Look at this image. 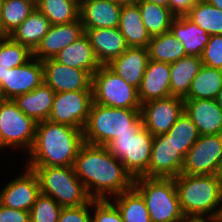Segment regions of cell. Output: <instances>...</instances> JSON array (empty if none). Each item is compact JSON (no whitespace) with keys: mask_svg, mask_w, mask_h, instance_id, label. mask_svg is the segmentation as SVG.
<instances>
[{"mask_svg":"<svg viewBox=\"0 0 222 222\" xmlns=\"http://www.w3.org/2000/svg\"><path fill=\"white\" fill-rule=\"evenodd\" d=\"M54 90L44 81L34 90L16 96L13 101L26 116L36 123L48 120L54 100Z\"/></svg>","mask_w":222,"mask_h":222,"instance_id":"cell-23","label":"cell"},{"mask_svg":"<svg viewBox=\"0 0 222 222\" xmlns=\"http://www.w3.org/2000/svg\"><path fill=\"white\" fill-rule=\"evenodd\" d=\"M91 222H124L111 199H91Z\"/></svg>","mask_w":222,"mask_h":222,"instance_id":"cell-39","label":"cell"},{"mask_svg":"<svg viewBox=\"0 0 222 222\" xmlns=\"http://www.w3.org/2000/svg\"><path fill=\"white\" fill-rule=\"evenodd\" d=\"M54 59L66 66L86 70L92 75L101 67L86 33L62 49Z\"/></svg>","mask_w":222,"mask_h":222,"instance_id":"cell-24","label":"cell"},{"mask_svg":"<svg viewBox=\"0 0 222 222\" xmlns=\"http://www.w3.org/2000/svg\"><path fill=\"white\" fill-rule=\"evenodd\" d=\"M62 207L50 196L40 193L30 209V222H57Z\"/></svg>","mask_w":222,"mask_h":222,"instance_id":"cell-38","label":"cell"},{"mask_svg":"<svg viewBox=\"0 0 222 222\" xmlns=\"http://www.w3.org/2000/svg\"><path fill=\"white\" fill-rule=\"evenodd\" d=\"M2 3H3V0H0V35L1 36H2V19H1Z\"/></svg>","mask_w":222,"mask_h":222,"instance_id":"cell-50","label":"cell"},{"mask_svg":"<svg viewBox=\"0 0 222 222\" xmlns=\"http://www.w3.org/2000/svg\"><path fill=\"white\" fill-rule=\"evenodd\" d=\"M184 112V99L170 96L141 105L143 126L153 135L166 134Z\"/></svg>","mask_w":222,"mask_h":222,"instance_id":"cell-12","label":"cell"},{"mask_svg":"<svg viewBox=\"0 0 222 222\" xmlns=\"http://www.w3.org/2000/svg\"><path fill=\"white\" fill-rule=\"evenodd\" d=\"M133 187L141 194L151 222H187L183 215L174 178L137 177Z\"/></svg>","mask_w":222,"mask_h":222,"instance_id":"cell-5","label":"cell"},{"mask_svg":"<svg viewBox=\"0 0 222 222\" xmlns=\"http://www.w3.org/2000/svg\"><path fill=\"white\" fill-rule=\"evenodd\" d=\"M43 81L42 61L33 57L22 66L8 69L0 91L4 99L13 100L16 96L31 92Z\"/></svg>","mask_w":222,"mask_h":222,"instance_id":"cell-16","label":"cell"},{"mask_svg":"<svg viewBox=\"0 0 222 222\" xmlns=\"http://www.w3.org/2000/svg\"><path fill=\"white\" fill-rule=\"evenodd\" d=\"M214 222H222V220H214Z\"/></svg>","mask_w":222,"mask_h":222,"instance_id":"cell-53","label":"cell"},{"mask_svg":"<svg viewBox=\"0 0 222 222\" xmlns=\"http://www.w3.org/2000/svg\"><path fill=\"white\" fill-rule=\"evenodd\" d=\"M83 130L48 120L37 123L35 139L24 167L73 166L84 144Z\"/></svg>","mask_w":222,"mask_h":222,"instance_id":"cell-2","label":"cell"},{"mask_svg":"<svg viewBox=\"0 0 222 222\" xmlns=\"http://www.w3.org/2000/svg\"><path fill=\"white\" fill-rule=\"evenodd\" d=\"M73 168L92 199H112L134 184V178L123 163L105 146L84 143L74 160Z\"/></svg>","mask_w":222,"mask_h":222,"instance_id":"cell-1","label":"cell"},{"mask_svg":"<svg viewBox=\"0 0 222 222\" xmlns=\"http://www.w3.org/2000/svg\"><path fill=\"white\" fill-rule=\"evenodd\" d=\"M50 26L51 23L48 18L35 8L8 36L33 52L43 36L49 31Z\"/></svg>","mask_w":222,"mask_h":222,"instance_id":"cell-28","label":"cell"},{"mask_svg":"<svg viewBox=\"0 0 222 222\" xmlns=\"http://www.w3.org/2000/svg\"><path fill=\"white\" fill-rule=\"evenodd\" d=\"M222 88V70L202 65L184 100L216 99Z\"/></svg>","mask_w":222,"mask_h":222,"instance_id":"cell-29","label":"cell"},{"mask_svg":"<svg viewBox=\"0 0 222 222\" xmlns=\"http://www.w3.org/2000/svg\"><path fill=\"white\" fill-rule=\"evenodd\" d=\"M184 111L200 136L222 134V109L215 99L184 100Z\"/></svg>","mask_w":222,"mask_h":222,"instance_id":"cell-18","label":"cell"},{"mask_svg":"<svg viewBox=\"0 0 222 222\" xmlns=\"http://www.w3.org/2000/svg\"><path fill=\"white\" fill-rule=\"evenodd\" d=\"M121 8L111 0H80L79 18L84 29L116 28Z\"/></svg>","mask_w":222,"mask_h":222,"instance_id":"cell-19","label":"cell"},{"mask_svg":"<svg viewBox=\"0 0 222 222\" xmlns=\"http://www.w3.org/2000/svg\"><path fill=\"white\" fill-rule=\"evenodd\" d=\"M91 200L76 207L62 208L57 222H91Z\"/></svg>","mask_w":222,"mask_h":222,"instance_id":"cell-41","label":"cell"},{"mask_svg":"<svg viewBox=\"0 0 222 222\" xmlns=\"http://www.w3.org/2000/svg\"><path fill=\"white\" fill-rule=\"evenodd\" d=\"M206 1L215 6L216 8L222 10V0H206Z\"/></svg>","mask_w":222,"mask_h":222,"instance_id":"cell-47","label":"cell"},{"mask_svg":"<svg viewBox=\"0 0 222 222\" xmlns=\"http://www.w3.org/2000/svg\"><path fill=\"white\" fill-rule=\"evenodd\" d=\"M84 33V26L80 18L67 24H51L49 31L33 51V57L41 61L52 59Z\"/></svg>","mask_w":222,"mask_h":222,"instance_id":"cell-17","label":"cell"},{"mask_svg":"<svg viewBox=\"0 0 222 222\" xmlns=\"http://www.w3.org/2000/svg\"><path fill=\"white\" fill-rule=\"evenodd\" d=\"M202 65L201 57L190 55L170 63L171 96L184 99L190 90L192 80Z\"/></svg>","mask_w":222,"mask_h":222,"instance_id":"cell-27","label":"cell"},{"mask_svg":"<svg viewBox=\"0 0 222 222\" xmlns=\"http://www.w3.org/2000/svg\"><path fill=\"white\" fill-rule=\"evenodd\" d=\"M222 162V134L199 136L187 152L181 174L216 175Z\"/></svg>","mask_w":222,"mask_h":222,"instance_id":"cell-10","label":"cell"},{"mask_svg":"<svg viewBox=\"0 0 222 222\" xmlns=\"http://www.w3.org/2000/svg\"><path fill=\"white\" fill-rule=\"evenodd\" d=\"M33 58V52L26 46L13 41L9 36L0 39V65L15 68Z\"/></svg>","mask_w":222,"mask_h":222,"instance_id":"cell-37","label":"cell"},{"mask_svg":"<svg viewBox=\"0 0 222 222\" xmlns=\"http://www.w3.org/2000/svg\"><path fill=\"white\" fill-rule=\"evenodd\" d=\"M216 175H217V178L219 179V181L221 183V187H222V162H221V164L219 166V169H218Z\"/></svg>","mask_w":222,"mask_h":222,"instance_id":"cell-49","label":"cell"},{"mask_svg":"<svg viewBox=\"0 0 222 222\" xmlns=\"http://www.w3.org/2000/svg\"><path fill=\"white\" fill-rule=\"evenodd\" d=\"M93 102L92 91H68L54 94L48 121L84 129Z\"/></svg>","mask_w":222,"mask_h":222,"instance_id":"cell-11","label":"cell"},{"mask_svg":"<svg viewBox=\"0 0 222 222\" xmlns=\"http://www.w3.org/2000/svg\"><path fill=\"white\" fill-rule=\"evenodd\" d=\"M137 1H146V2H153L155 4L168 7L169 6V1L170 0H137Z\"/></svg>","mask_w":222,"mask_h":222,"instance_id":"cell-46","label":"cell"},{"mask_svg":"<svg viewBox=\"0 0 222 222\" xmlns=\"http://www.w3.org/2000/svg\"><path fill=\"white\" fill-rule=\"evenodd\" d=\"M26 168L37 175L40 193L52 197L62 208L85 205L92 199L74 172L73 166Z\"/></svg>","mask_w":222,"mask_h":222,"instance_id":"cell-6","label":"cell"},{"mask_svg":"<svg viewBox=\"0 0 222 222\" xmlns=\"http://www.w3.org/2000/svg\"><path fill=\"white\" fill-rule=\"evenodd\" d=\"M43 80L55 93L92 91V74L86 70L66 66L54 58L42 61Z\"/></svg>","mask_w":222,"mask_h":222,"instance_id":"cell-13","label":"cell"},{"mask_svg":"<svg viewBox=\"0 0 222 222\" xmlns=\"http://www.w3.org/2000/svg\"><path fill=\"white\" fill-rule=\"evenodd\" d=\"M141 104L171 96L170 63L149 60L138 89Z\"/></svg>","mask_w":222,"mask_h":222,"instance_id":"cell-20","label":"cell"},{"mask_svg":"<svg viewBox=\"0 0 222 222\" xmlns=\"http://www.w3.org/2000/svg\"><path fill=\"white\" fill-rule=\"evenodd\" d=\"M169 31L183 44L186 54L201 57L210 35L187 16L175 17Z\"/></svg>","mask_w":222,"mask_h":222,"instance_id":"cell-25","label":"cell"},{"mask_svg":"<svg viewBox=\"0 0 222 222\" xmlns=\"http://www.w3.org/2000/svg\"><path fill=\"white\" fill-rule=\"evenodd\" d=\"M93 102L107 107L141 109L138 89L128 84L108 65L92 75Z\"/></svg>","mask_w":222,"mask_h":222,"instance_id":"cell-8","label":"cell"},{"mask_svg":"<svg viewBox=\"0 0 222 222\" xmlns=\"http://www.w3.org/2000/svg\"><path fill=\"white\" fill-rule=\"evenodd\" d=\"M0 222H30V212L0 204Z\"/></svg>","mask_w":222,"mask_h":222,"instance_id":"cell-42","label":"cell"},{"mask_svg":"<svg viewBox=\"0 0 222 222\" xmlns=\"http://www.w3.org/2000/svg\"><path fill=\"white\" fill-rule=\"evenodd\" d=\"M199 0H170L168 8L175 17L186 16Z\"/></svg>","mask_w":222,"mask_h":222,"instance_id":"cell-43","label":"cell"},{"mask_svg":"<svg viewBox=\"0 0 222 222\" xmlns=\"http://www.w3.org/2000/svg\"><path fill=\"white\" fill-rule=\"evenodd\" d=\"M150 60L173 63L187 56L183 44L170 32L152 36L148 44Z\"/></svg>","mask_w":222,"mask_h":222,"instance_id":"cell-30","label":"cell"},{"mask_svg":"<svg viewBox=\"0 0 222 222\" xmlns=\"http://www.w3.org/2000/svg\"><path fill=\"white\" fill-rule=\"evenodd\" d=\"M111 1L120 5V6L132 5L137 2V0H111Z\"/></svg>","mask_w":222,"mask_h":222,"instance_id":"cell-44","label":"cell"},{"mask_svg":"<svg viewBox=\"0 0 222 222\" xmlns=\"http://www.w3.org/2000/svg\"><path fill=\"white\" fill-rule=\"evenodd\" d=\"M37 123L19 110L12 99L0 104V150L20 148L23 154L30 151L36 133Z\"/></svg>","mask_w":222,"mask_h":222,"instance_id":"cell-9","label":"cell"},{"mask_svg":"<svg viewBox=\"0 0 222 222\" xmlns=\"http://www.w3.org/2000/svg\"><path fill=\"white\" fill-rule=\"evenodd\" d=\"M193 222H214V220H193Z\"/></svg>","mask_w":222,"mask_h":222,"instance_id":"cell-51","label":"cell"},{"mask_svg":"<svg viewBox=\"0 0 222 222\" xmlns=\"http://www.w3.org/2000/svg\"><path fill=\"white\" fill-rule=\"evenodd\" d=\"M113 197L124 222H151L145 201L134 187Z\"/></svg>","mask_w":222,"mask_h":222,"instance_id":"cell-32","label":"cell"},{"mask_svg":"<svg viewBox=\"0 0 222 222\" xmlns=\"http://www.w3.org/2000/svg\"><path fill=\"white\" fill-rule=\"evenodd\" d=\"M166 134L184 157L200 136L196 126L185 111Z\"/></svg>","mask_w":222,"mask_h":222,"instance_id":"cell-36","label":"cell"},{"mask_svg":"<svg viewBox=\"0 0 222 222\" xmlns=\"http://www.w3.org/2000/svg\"><path fill=\"white\" fill-rule=\"evenodd\" d=\"M136 4L139 7L144 26L151 37L169 31L175 16L168 7L146 1H137Z\"/></svg>","mask_w":222,"mask_h":222,"instance_id":"cell-31","label":"cell"},{"mask_svg":"<svg viewBox=\"0 0 222 222\" xmlns=\"http://www.w3.org/2000/svg\"><path fill=\"white\" fill-rule=\"evenodd\" d=\"M40 184L33 170L25 167L23 173L7 182L0 191V204L13 209L30 211L37 196Z\"/></svg>","mask_w":222,"mask_h":222,"instance_id":"cell-15","label":"cell"},{"mask_svg":"<svg viewBox=\"0 0 222 222\" xmlns=\"http://www.w3.org/2000/svg\"><path fill=\"white\" fill-rule=\"evenodd\" d=\"M143 126L141 109L107 107L92 102L83 129L84 142L105 146L124 133H137Z\"/></svg>","mask_w":222,"mask_h":222,"instance_id":"cell-4","label":"cell"},{"mask_svg":"<svg viewBox=\"0 0 222 222\" xmlns=\"http://www.w3.org/2000/svg\"><path fill=\"white\" fill-rule=\"evenodd\" d=\"M154 136L142 126L137 133L120 134L105 145L135 179L148 177Z\"/></svg>","mask_w":222,"mask_h":222,"instance_id":"cell-7","label":"cell"},{"mask_svg":"<svg viewBox=\"0 0 222 222\" xmlns=\"http://www.w3.org/2000/svg\"><path fill=\"white\" fill-rule=\"evenodd\" d=\"M216 102H217V104L221 107V109H222V88H221V90L219 91V93H218V95H217V97H216Z\"/></svg>","mask_w":222,"mask_h":222,"instance_id":"cell-48","label":"cell"},{"mask_svg":"<svg viewBox=\"0 0 222 222\" xmlns=\"http://www.w3.org/2000/svg\"><path fill=\"white\" fill-rule=\"evenodd\" d=\"M149 60L147 48L129 47L108 66L128 84L139 89Z\"/></svg>","mask_w":222,"mask_h":222,"instance_id":"cell-22","label":"cell"},{"mask_svg":"<svg viewBox=\"0 0 222 222\" xmlns=\"http://www.w3.org/2000/svg\"><path fill=\"white\" fill-rule=\"evenodd\" d=\"M10 69V66L0 65V85L2 84L3 80H5V74Z\"/></svg>","mask_w":222,"mask_h":222,"instance_id":"cell-45","label":"cell"},{"mask_svg":"<svg viewBox=\"0 0 222 222\" xmlns=\"http://www.w3.org/2000/svg\"><path fill=\"white\" fill-rule=\"evenodd\" d=\"M36 8L51 24H67L79 19L80 0H36Z\"/></svg>","mask_w":222,"mask_h":222,"instance_id":"cell-33","label":"cell"},{"mask_svg":"<svg viewBox=\"0 0 222 222\" xmlns=\"http://www.w3.org/2000/svg\"><path fill=\"white\" fill-rule=\"evenodd\" d=\"M84 30L101 65H108L129 48L118 27Z\"/></svg>","mask_w":222,"mask_h":222,"instance_id":"cell-21","label":"cell"},{"mask_svg":"<svg viewBox=\"0 0 222 222\" xmlns=\"http://www.w3.org/2000/svg\"><path fill=\"white\" fill-rule=\"evenodd\" d=\"M118 29L129 47L147 48L151 36L142 21L138 5L122 6Z\"/></svg>","mask_w":222,"mask_h":222,"instance_id":"cell-26","label":"cell"},{"mask_svg":"<svg viewBox=\"0 0 222 222\" xmlns=\"http://www.w3.org/2000/svg\"><path fill=\"white\" fill-rule=\"evenodd\" d=\"M201 61L205 66L222 70V35H210Z\"/></svg>","mask_w":222,"mask_h":222,"instance_id":"cell-40","label":"cell"},{"mask_svg":"<svg viewBox=\"0 0 222 222\" xmlns=\"http://www.w3.org/2000/svg\"><path fill=\"white\" fill-rule=\"evenodd\" d=\"M36 8V0H3L2 36H8Z\"/></svg>","mask_w":222,"mask_h":222,"instance_id":"cell-34","label":"cell"},{"mask_svg":"<svg viewBox=\"0 0 222 222\" xmlns=\"http://www.w3.org/2000/svg\"><path fill=\"white\" fill-rule=\"evenodd\" d=\"M174 181L187 220H222V187L217 175L180 174Z\"/></svg>","mask_w":222,"mask_h":222,"instance_id":"cell-3","label":"cell"},{"mask_svg":"<svg viewBox=\"0 0 222 222\" xmlns=\"http://www.w3.org/2000/svg\"><path fill=\"white\" fill-rule=\"evenodd\" d=\"M4 100V98H3V96H2V93H1V91H0V104H1V102Z\"/></svg>","mask_w":222,"mask_h":222,"instance_id":"cell-52","label":"cell"},{"mask_svg":"<svg viewBox=\"0 0 222 222\" xmlns=\"http://www.w3.org/2000/svg\"><path fill=\"white\" fill-rule=\"evenodd\" d=\"M209 35H222V10L199 0L186 15Z\"/></svg>","mask_w":222,"mask_h":222,"instance_id":"cell-35","label":"cell"},{"mask_svg":"<svg viewBox=\"0 0 222 222\" xmlns=\"http://www.w3.org/2000/svg\"><path fill=\"white\" fill-rule=\"evenodd\" d=\"M185 157L167 134L154 136L148 178H175L181 174Z\"/></svg>","mask_w":222,"mask_h":222,"instance_id":"cell-14","label":"cell"}]
</instances>
